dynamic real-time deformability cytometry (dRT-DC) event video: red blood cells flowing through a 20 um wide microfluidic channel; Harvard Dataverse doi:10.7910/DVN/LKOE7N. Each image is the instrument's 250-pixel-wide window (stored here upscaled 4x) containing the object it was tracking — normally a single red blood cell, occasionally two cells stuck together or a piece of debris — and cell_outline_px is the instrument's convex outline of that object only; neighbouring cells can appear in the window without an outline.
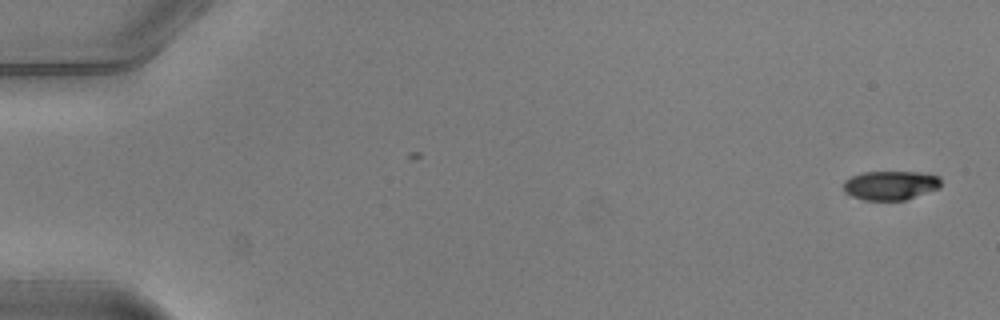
{"species": "common noctule bat (a hibernating species)", "species_latin": "Nyctalus noctula", "temperature_condition": "warm", "stored_images_in_passage": 24, "camera_frame_rate_fps": 3000, "um_per_image_px": 0.085, "animal": {"sex": "male", "body_mass_g": 20.5, "forearm_length_mm": 52.5}, "frame": {"image": 1, "passage_image": 1, "time_ms": 0.0, "image_size_px": [1000, 320], "cell_outline_px": [[940, 188], [904, 200], [864, 200], [852, 196], [844, 192], [844, 180], [852, 176], [864, 172], [920, 172], [940, 176]], "centroid_in_image_um": [75.69, 15.75], "position_along_channel_um": 9.3, "area_um2": 16.53}}
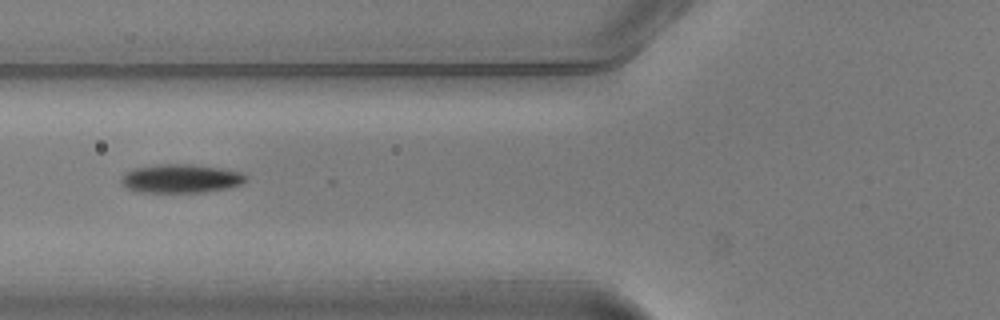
{"frame": {"image": 2, "passage_image": 20, "time_ms": 6.333, "image_size_px": [1000, 320], "cell_outline_px": [[248, 176], [240, 184], [224, 188], [204, 192], [140, 192], [128, 188], [120, 180], [120, 176], [124, 172], [136, 168], [160, 164], [192, 164], [240, 172]], "centroid_in_image_um": [15.31, 15.17], "position_along_channel_um": 110.5, "area_um2": 20.46}}
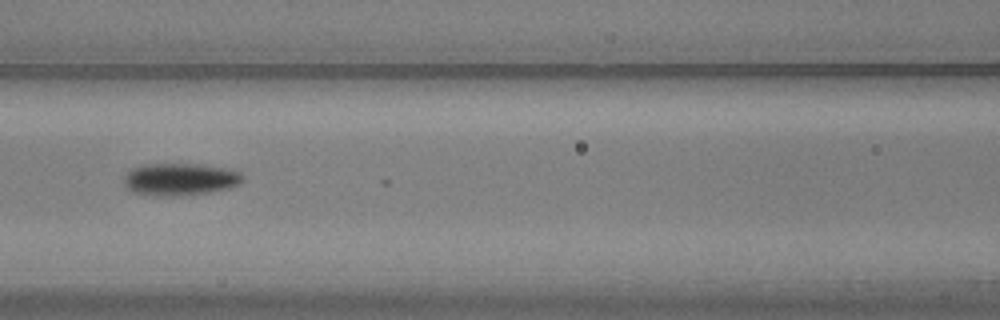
{"frame": {"image": 3, "passage_image": 23, "time_ms": 7.333, "image_size_px": [1000, 320], "cell_outline_px": [[244, 176], [240, 184], [228, 188], [208, 192], [172, 196], [160, 196], [132, 192], [124, 184], [124, 176], [132, 168], [148, 164], [184, 164], [220, 168], [240, 172]], "centroid_in_image_um": [15.26, 15.25], "position_along_channel_um": 151.3, "area_um2": 21.79}}